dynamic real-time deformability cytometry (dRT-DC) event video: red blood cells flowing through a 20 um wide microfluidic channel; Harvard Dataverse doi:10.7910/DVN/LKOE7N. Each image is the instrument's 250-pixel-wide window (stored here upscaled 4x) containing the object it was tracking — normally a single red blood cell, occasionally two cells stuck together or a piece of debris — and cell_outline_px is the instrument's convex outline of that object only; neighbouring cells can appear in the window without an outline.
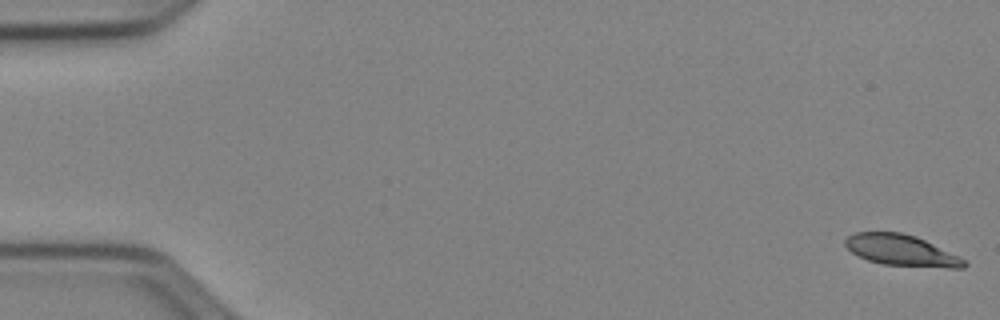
{"species": "Egyptian fruit bat (a non-hibernating species)", "species_latin": "Rousettus aegyptiacus", "temperature_condition": "cold", "stored_images_in_passage": 52, "camera_frame_rate_fps": 3000, "um_per_image_px": 0.085, "animal": {"sex": "female"}, "frame": {"image": 1, "passage_image": 1, "time_ms": 0.0, "image_size_px": [1000, 320], "cell_outline_px": [[968, 264], [964, 268], [948, 268], [884, 264], [868, 260], [852, 252], [844, 244], [844, 240], [848, 236], [856, 232], [900, 232], [916, 236], [960, 256]], "centroid_in_image_um": [76.64, 21.27], "position_along_channel_um": 8.4, "area_um2": 21.44}}
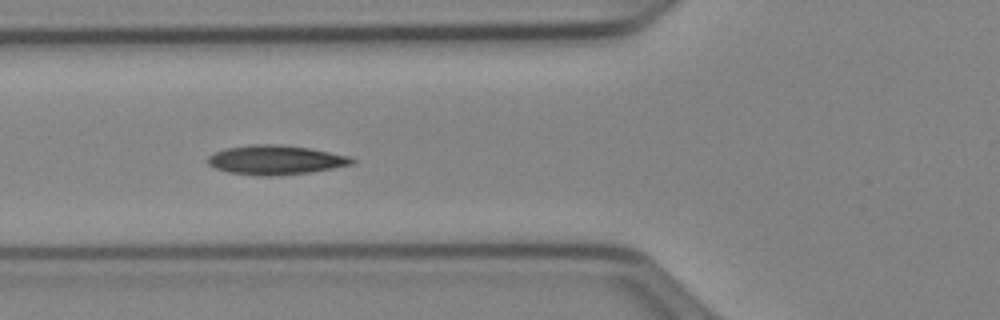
{"frame": {"image": 2, "passage_image": 20, "time_ms": 6.333, "image_size_px": [1000, 320], "cell_outline_px": [[356, 164], [312, 172], [276, 176], [260, 176], [228, 172], [216, 168], [208, 164], [208, 156], [212, 152], [228, 148], [248, 144], [280, 144], [312, 148], [352, 156], [356, 160]], "centroid_in_image_um": [23.49, 13.59], "position_along_channel_um": 102.3, "area_um2": 25.14}}
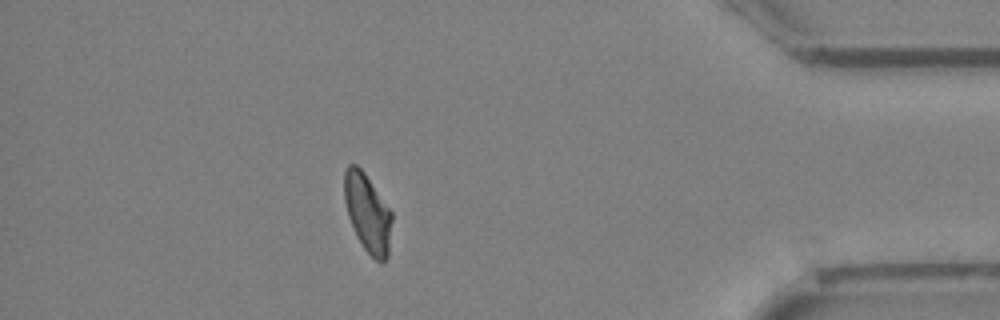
{"frame": {"image": 3, "passage_image": 46, "time_ms": 15.0, "image_size_px": [1000, 320], "cell_outline_px": [[392, 220], [388, 256], [380, 264], [364, 248], [356, 236], [348, 216], [344, 200], [344, 172], [348, 164], [356, 164], [364, 172], [392, 212]], "centroid_in_image_um": [31.24, 18.1], "position_along_channel_um": 404.0, "area_um2": 21.68}, "authors_computed_cell_mechanics": {"area_um2": 22.6287, "velocity_mm_per_s": 3.9439, "shape_relaxation_time_tau1_ms": 8.4891, "shape_relaxation_time_tau2_ms": 2.4755, "deformation_change_tau1": 0.2006, "deformation_change_tau2": 0.0702}}